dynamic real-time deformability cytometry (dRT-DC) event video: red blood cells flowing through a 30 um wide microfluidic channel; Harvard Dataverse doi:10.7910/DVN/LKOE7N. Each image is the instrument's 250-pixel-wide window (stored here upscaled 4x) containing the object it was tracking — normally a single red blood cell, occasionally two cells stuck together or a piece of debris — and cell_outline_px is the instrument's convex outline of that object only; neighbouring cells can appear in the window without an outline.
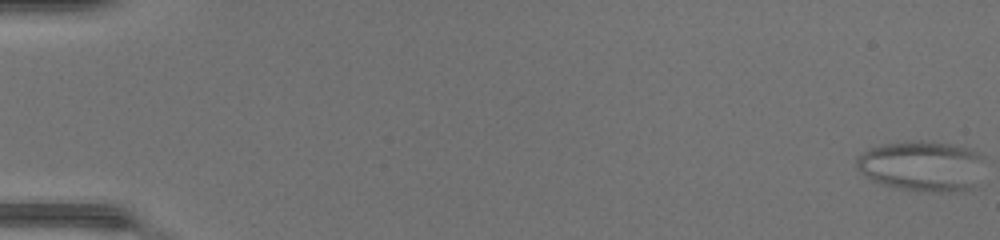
{"species": "common noctule bat (a hibernating species)", "species_latin": "Nyctalus noctula", "temperature_condition": "warm", "stored_images_in_passage": 49, "camera_frame_rate_fps": 3000, "um_per_image_px": 0.085, "animal": {"sex": "female", "body_mass_g": 17.0, "forearm_length_mm": 48.0}, "frame": {"image": 1, "passage_image": 1, "time_ms": 0.0, "image_size_px": [1000, 240], "cell_outline_px": [[984, 156], [976, 184], [972, 188], [952, 192], [932, 192], [896, 188], [880, 184], [872, 180], [860, 172], [856, 168], [856, 156], [868, 148], [880, 144], [916, 140], [920, 140], [948, 144], [968, 148]], "centroid_in_image_um": [78.31, 14.11], "position_along_channel_um": 6.7, "area_um2": 37.8}}
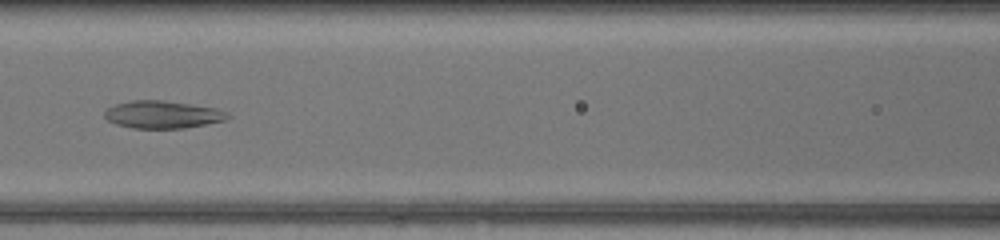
{"frame": {"image": 2, "passage_image": 24, "time_ms": 7.667, "image_size_px": [1000, 240], "cell_outline_px": [[232, 116], [224, 120], [184, 128], [132, 128], [116, 124], [108, 120], [104, 116], [104, 112], [108, 108], [116, 104], [132, 100], [164, 100], [216, 108], [228, 112]], "centroid_in_image_um": [13.82, 9.73], "position_along_channel_um": 152.8, "area_um2": 19.65}}
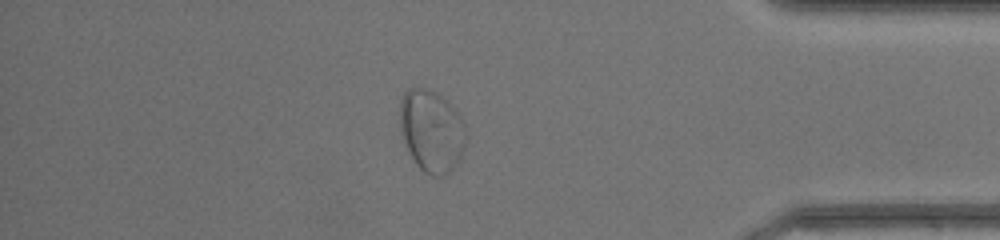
{"frame": {"image": 3, "passage_image": 43, "time_ms": 14.0, "image_size_px": [1000, 240], "cell_outline_px": [[468, 140], [456, 164], [444, 176], [432, 176], [424, 172], [416, 164], [404, 144], [400, 124], [400, 100], [404, 92], [408, 88], [424, 88], [436, 92], [452, 104], [460, 112], [468, 136]], "centroid_in_image_um": [36.71, 11.11], "position_along_channel_um": 398.5, "area_um2": 32.08}}